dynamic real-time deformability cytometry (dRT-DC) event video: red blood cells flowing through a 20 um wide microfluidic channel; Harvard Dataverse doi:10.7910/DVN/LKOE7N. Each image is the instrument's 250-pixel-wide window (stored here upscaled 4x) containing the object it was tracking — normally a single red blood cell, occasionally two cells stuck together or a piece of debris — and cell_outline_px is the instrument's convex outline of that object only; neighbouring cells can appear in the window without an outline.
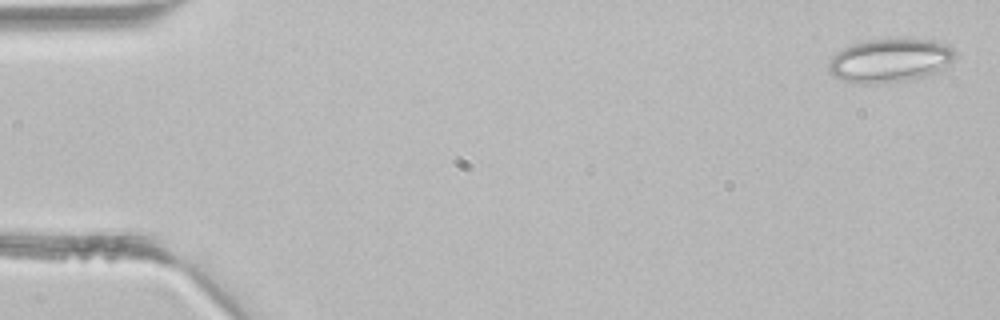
{"species": "common noctule bat (a hibernating species)", "species_latin": "Nyctalus noctula", "temperature_condition": "room temperature", "stored_images_in_passage": 43, "camera_frame_rate_fps": 3000, "um_per_image_px": 0.085, "animal": {"sex": "male", "body_mass_g": 21.5, "forearm_length_mm": 52.0}, "frame": {"image": 1, "passage_image": 1, "time_ms": 0.0, "image_size_px": [1000, 320], "cell_outline_px": [[956, 56], [948, 68], [940, 72], [912, 80], [888, 84], [852, 84], [840, 80], [832, 76], [828, 72], [828, 60], [836, 52], [852, 44], [868, 40], [932, 40], [948, 44], [956, 52]], "centroid_in_image_um": [75.65, 5.19], "position_along_channel_um": 9.4, "area_um2": 33.06}}
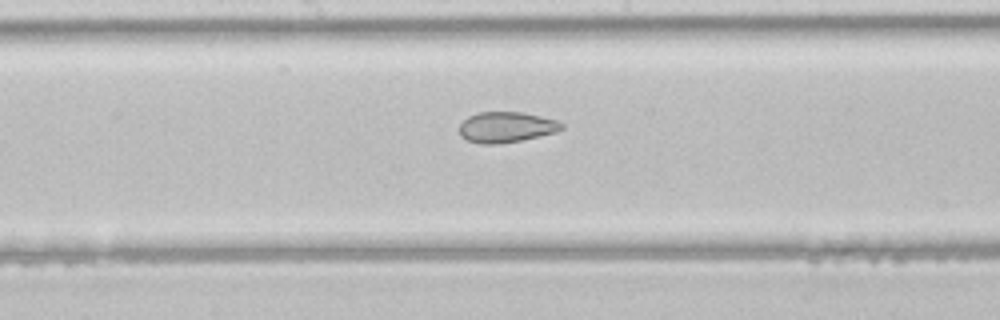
{"frame": {"image": 2, "passage_image": 22, "time_ms": 7.0, "image_size_px": [1000, 320], "cell_outline_px": [[564, 128], [556, 132], [520, 140], [500, 144], [480, 144], [468, 140], [460, 136], [460, 124], [468, 116], [476, 112], [520, 112], [540, 116], [556, 120], [564, 124]], "centroid_in_image_um": [43.01, 10.8], "position_along_channel_um": 205.2, "area_um2": 18.21}}
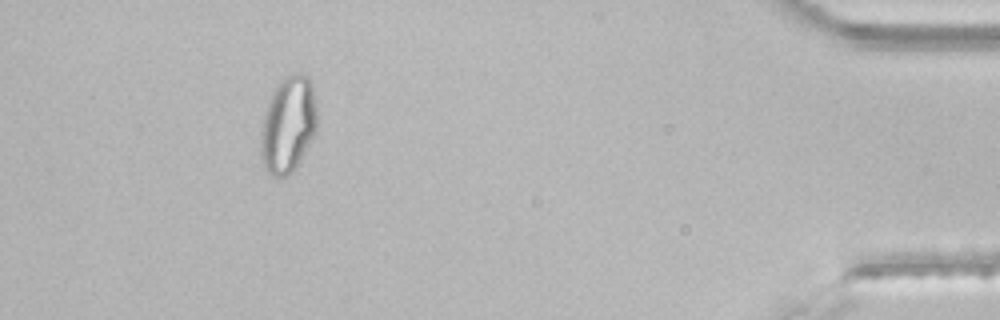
{"frame": {"image": 3, "passage_image": 39, "time_ms": 12.667, "image_size_px": [1000, 320], "cell_outline_px": [[316, 132], [292, 172], [288, 176], [276, 176], [268, 172], [264, 168], [260, 156], [260, 132], [264, 116], [272, 92], [280, 80], [284, 76], [292, 72], [300, 72], [308, 76], [312, 80], [316, 108]], "centroid_in_image_um": [24.48, 10.55], "position_along_channel_um": 410.7, "area_um2": 31.79}}